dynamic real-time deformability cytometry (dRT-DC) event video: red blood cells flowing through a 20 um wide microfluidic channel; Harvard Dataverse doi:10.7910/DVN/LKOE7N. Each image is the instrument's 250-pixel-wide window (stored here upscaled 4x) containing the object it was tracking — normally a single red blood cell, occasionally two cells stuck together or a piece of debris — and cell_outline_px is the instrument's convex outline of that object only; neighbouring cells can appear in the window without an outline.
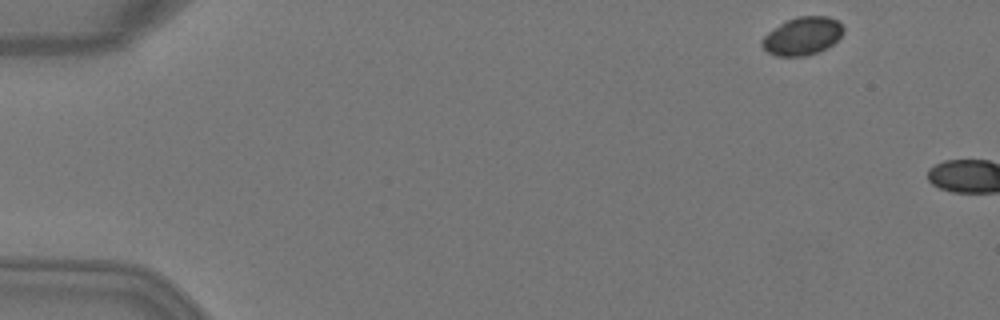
{"species": "Egyptian fruit bat (a non-hibernating species)", "species_latin": "Rousettus aegyptiacus", "temperature_condition": "warm", "stored_images_in_passage": 2, "camera_frame_rate_fps": 3000, "um_per_image_px": 0.085, "animal": {"sex": "female"}, "frame": {"image": 1, "passage_image": 1, "time_ms": 0.0, "image_size_px": [1000, 320], "cell_outline_px": [[844, 32], [832, 44], [820, 52], [804, 56], [776, 56], [768, 52], [760, 44], [760, 40], [768, 32], [780, 24], [788, 20], [800, 16], [828, 16], [836, 20], [844, 28]], "centroid_in_image_um": [68.19, 3.07], "position_along_channel_um": 16.8, "area_um2": 17.92}}